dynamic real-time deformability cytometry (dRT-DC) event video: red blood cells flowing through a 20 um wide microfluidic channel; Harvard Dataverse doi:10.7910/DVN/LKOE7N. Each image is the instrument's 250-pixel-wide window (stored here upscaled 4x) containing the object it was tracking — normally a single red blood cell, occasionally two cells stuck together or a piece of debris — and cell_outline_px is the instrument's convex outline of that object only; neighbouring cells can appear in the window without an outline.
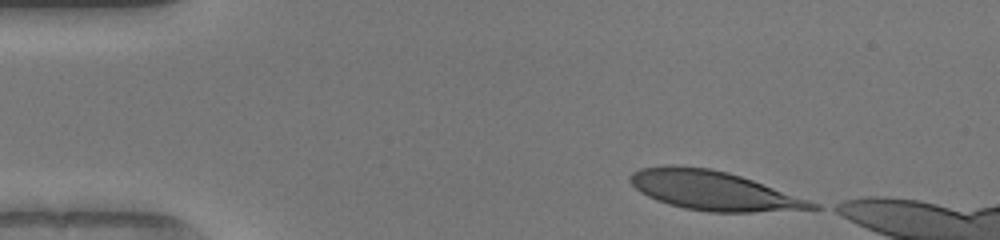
{"species": "human", "species_latin": "Homo sapiens", "temperature_condition": "warm", "stored_images_in_passage": 10, "camera_frame_rate_fps": 3000, "um_per_image_px": 0.085, "donor": {"sex": "female"}, "frame": {"image": 1, "passage_image": 1, "time_ms": 0.0, "image_size_px": [1000, 240], "cell_outline_px": [[820, 208], [752, 212], [708, 212], [684, 208], [668, 204], [656, 200], [640, 192], [628, 180], [628, 176], [632, 172], [640, 168], [664, 164], [672, 164], [708, 168], [728, 172], [752, 180], [820, 204]], "centroid_in_image_um": [60.55, 16.18], "position_along_channel_um": 24.4, "area_um2": 41.38}}